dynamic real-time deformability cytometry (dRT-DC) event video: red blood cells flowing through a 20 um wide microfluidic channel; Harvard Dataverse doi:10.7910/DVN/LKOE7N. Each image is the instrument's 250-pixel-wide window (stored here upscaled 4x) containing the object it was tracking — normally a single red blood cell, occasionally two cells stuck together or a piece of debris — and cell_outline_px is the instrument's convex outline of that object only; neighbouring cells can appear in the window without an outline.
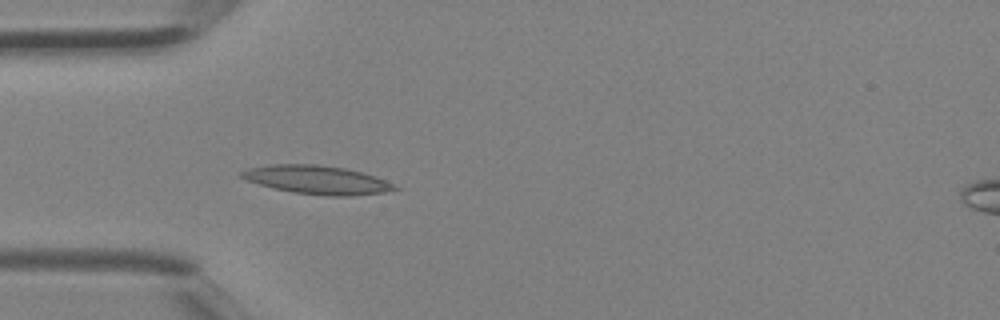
{"species": "Egyptian fruit bat (a non-hibernating species)", "species_latin": "Rousettus aegyptiacus", "temperature_condition": "room temperature", "stored_images_in_passage": 30, "camera_frame_rate_fps": 3000, "um_per_image_px": 0.085, "animal": {"sex": "female"}, "frame": {"image": 1, "passage_image": 1, "time_ms": 0.0, "image_size_px": [1000, 320], "cell_outline_px": [[400, 188], [384, 192], [352, 196], [328, 196], [292, 192], [260, 184], [248, 180], [240, 176], [240, 172], [248, 168], [268, 164], [316, 164], [344, 168], [360, 172], [384, 180]], "centroid_in_image_um": [26.92, 15.28], "position_along_channel_um": 58.1, "area_um2": 25.09}}
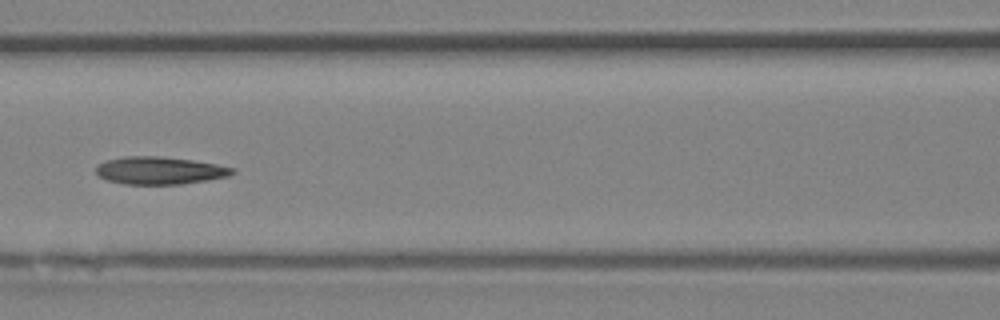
{"frame": {"image": 2, "passage_image": 7, "time_ms": 2.0, "image_size_px": [1000, 320], "cell_outline_px": [[236, 172], [228, 176], [180, 184], [124, 184], [108, 180], [100, 176], [96, 172], [96, 164], [104, 160], [124, 156], [160, 156], [192, 160], [216, 164], [236, 168]], "centroid_in_image_um": [13.55, 14.48], "position_along_channel_um": 153.1, "area_um2": 21.91}}
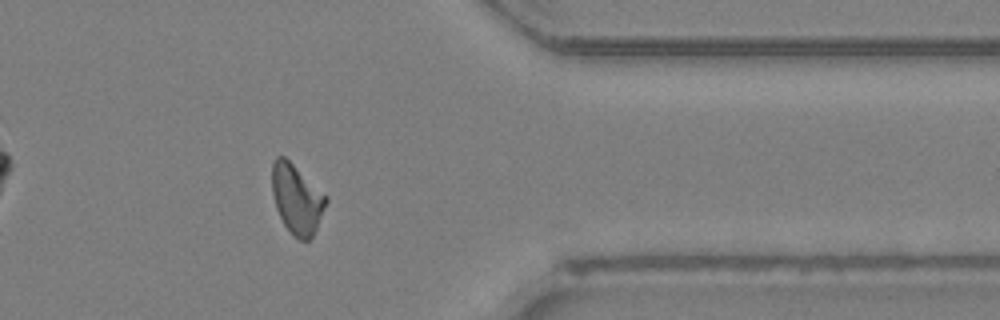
{"frame": {"image": 3, "passage_image": 22, "time_ms": 7.0, "image_size_px": [1000, 320], "cell_outline_px": [[328, 200], [316, 228], [312, 236], [308, 240], [300, 240], [292, 236], [284, 224], [276, 208], [272, 192], [272, 160], [276, 156], [284, 156], [328, 196]], "centroid_in_image_um": [25.22, 16.9], "position_along_channel_um": 386.2, "area_um2": 21.79}}